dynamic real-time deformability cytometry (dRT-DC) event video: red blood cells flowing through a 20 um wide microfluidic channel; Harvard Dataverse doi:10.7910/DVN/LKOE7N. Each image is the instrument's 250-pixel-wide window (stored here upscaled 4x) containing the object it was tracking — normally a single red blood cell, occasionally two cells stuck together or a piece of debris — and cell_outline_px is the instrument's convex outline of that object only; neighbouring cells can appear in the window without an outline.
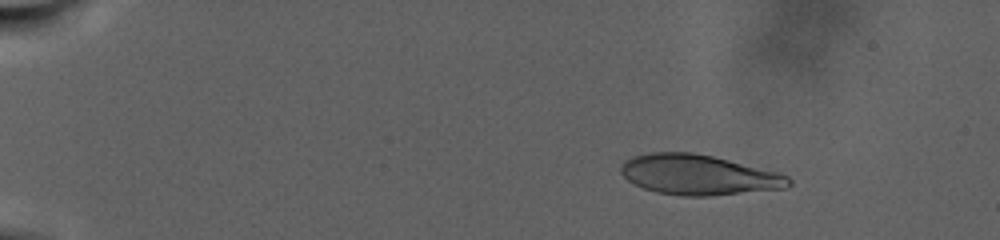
{"species": "human", "species_latin": "Homo sapiens", "temperature_condition": "warm", "stored_images_in_passage": 57, "camera_frame_rate_fps": 3000, "um_per_image_px": 0.085, "donor": {"sex": "male"}, "frame": {"image": 1, "passage_image": 14, "time_ms": 4.333, "image_size_px": [1000, 240], "cell_outline_px": [[792, 184], [784, 188], [708, 196], [684, 196], [656, 192], [644, 188], [628, 180], [620, 172], [620, 164], [624, 160], [632, 156], [648, 152], [692, 152], [712, 156], [776, 172], [788, 176], [792, 180]], "centroid_in_image_um": [59.32, 14.85], "position_along_channel_um": 25.7, "area_um2": 39.07}}
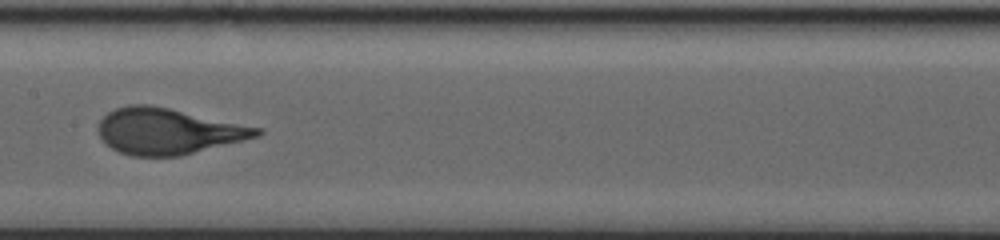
{"frame": {"image": 2, "passage_image": 38, "time_ms": 17.333, "image_size_px": [1000, 240], "cell_outline_px": [[264, 132], [260, 136], [180, 156], [128, 156], [104, 144], [100, 140], [96, 128], [100, 120], [108, 112], [116, 108], [128, 104], [148, 104], [168, 108], [264, 128]], "centroid_in_image_um": [14.26, 11.16], "position_along_channel_um": 193.1, "area_um2": 42.83}}
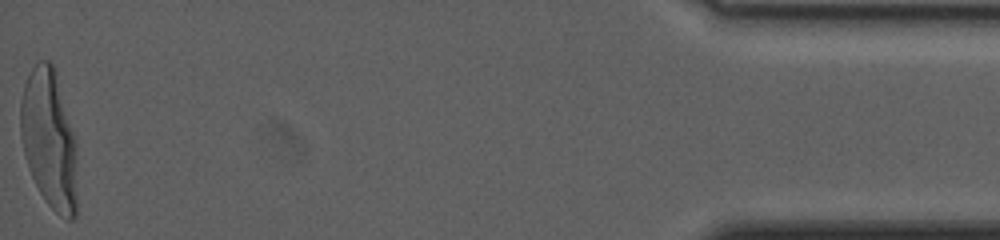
{"frame": {"image": 3, "passage_image": 57, "time_ms": 31.667, "image_size_px": [1000, 240], "cell_outline_px": [[76, 216], [72, 220], [68, 220], [60, 216], [48, 204], [40, 192], [28, 168], [20, 136], [20, 100], [24, 84], [36, 60], [48, 60], [52, 64], [56, 72], [72, 132], [76, 204]], "centroid_in_image_um": [4.12, 11.81], "position_along_channel_um": 431.1, "area_um2": 44.8}, "authors_computed_cell_mechanics": {"area_um2": 40.171, "velocity_mm_per_s": 2.2162, "shape_relaxation_time_tau1_ms": 7.5199, "shape_relaxation_time_tau2_ms": null, "deformation_change_tau1": 0.2605, "deformation_change_tau2": null}}